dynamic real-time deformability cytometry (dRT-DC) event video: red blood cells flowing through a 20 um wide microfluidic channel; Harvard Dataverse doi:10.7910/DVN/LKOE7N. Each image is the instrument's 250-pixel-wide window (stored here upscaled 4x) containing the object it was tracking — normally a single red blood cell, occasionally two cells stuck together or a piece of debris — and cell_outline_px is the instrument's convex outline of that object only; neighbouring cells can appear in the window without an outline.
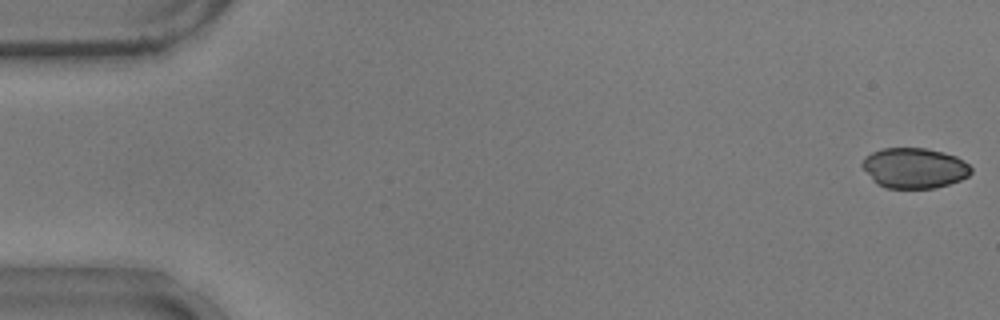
{"species": "common noctule bat (a hibernating species)", "species_latin": "Nyctalus noctula", "temperature_condition": "warm", "stored_images_in_passage": 54, "camera_frame_rate_fps": 3000, "um_per_image_px": 0.085, "animal": {"sex": "male", "body_mass_g": 17.9}, "frame": {"image": 1, "passage_image": 1, "time_ms": 0.0, "image_size_px": [1000, 320], "cell_outline_px": [[972, 172], [968, 176], [960, 180], [936, 188], [888, 188], [876, 184], [872, 180], [860, 164], [864, 156], [880, 148], [924, 148], [956, 156], [968, 164], [972, 168]], "centroid_in_image_um": [77.68, 14.28], "position_along_channel_um": 7.3, "area_um2": 25.66}}
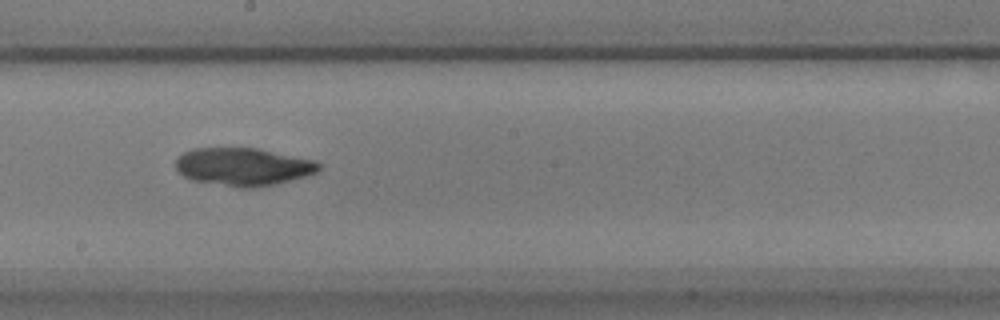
{"frame": {"image": 2, "passage_image": 30, "time_ms": 9.667, "image_size_px": [1000, 320], "cell_outline_px": [[320, 172], [276, 184], [256, 188], [240, 188], [192, 180], [184, 176], [176, 168], [176, 160], [184, 152], [192, 148], [256, 148], [316, 160], [320, 164]], "centroid_in_image_um": [20.7, 14.18], "position_along_channel_um": 227.5, "area_um2": 31.67}}
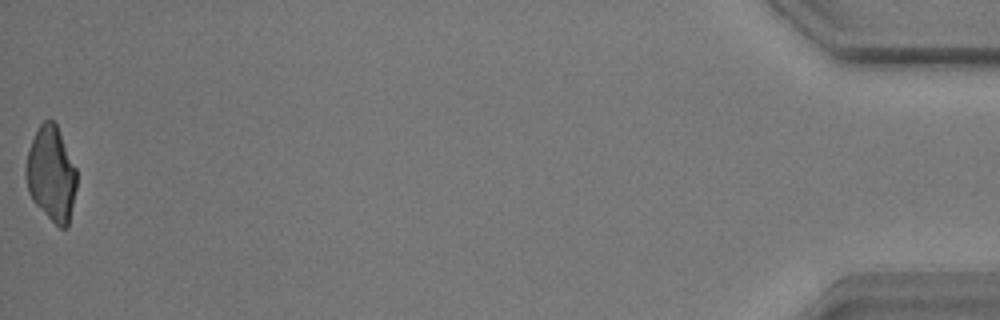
{"frame": {"image": 3, "passage_image": 54, "time_ms": 17.667, "image_size_px": [1000, 320], "cell_outline_px": [[76, 188], [68, 228], [60, 228], [32, 200], [28, 192], [24, 176], [24, 172], [28, 152], [32, 140], [40, 124], [44, 120], [52, 120], [56, 124], [76, 168]], "centroid_in_image_um": [4.34, 14.8], "position_along_channel_um": 430.9, "area_um2": 27.86}}